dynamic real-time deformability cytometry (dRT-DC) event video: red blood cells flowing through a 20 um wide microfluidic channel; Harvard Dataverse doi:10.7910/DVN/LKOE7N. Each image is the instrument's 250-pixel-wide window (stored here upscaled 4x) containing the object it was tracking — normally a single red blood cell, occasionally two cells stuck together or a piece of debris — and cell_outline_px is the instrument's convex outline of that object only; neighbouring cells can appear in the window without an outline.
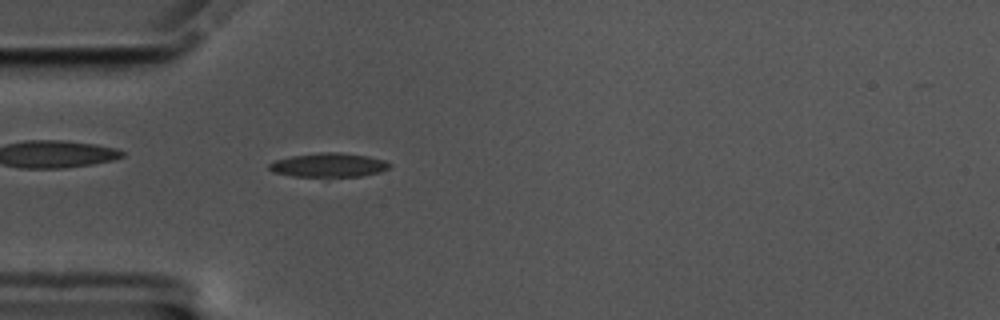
{"species": "common noctule bat (a hibernating species)", "species_latin": "Nyctalus noctula", "temperature_condition": "cold", "stored_images_in_passage": 56, "camera_frame_rate_fps": 3000, "um_per_image_px": 0.085, "animal": {"sex": "male", "body_mass_g": 17.5, "forearm_length_mm": 52.3}, "frame": {"image": 1, "passage_image": 16, "time_ms": 5.0, "image_size_px": [1000, 320], "cell_outline_px": [[392, 164], [388, 168], [380, 172], [360, 176], [292, 176], [272, 172], [268, 168], [268, 164], [276, 160], [292, 156], [320, 152], [340, 152], [368, 156], [384, 160]], "centroid_in_image_um": [27.93, 14.02], "position_along_channel_um": 57.1, "area_um2": 16.76}}
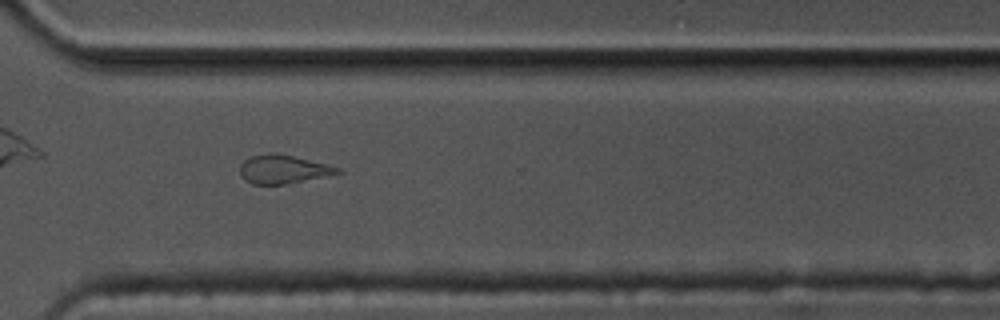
{"frame": {"image": 2, "passage_image": 41, "time_ms": 13.333, "image_size_px": [1000, 320], "cell_outline_px": [[344, 172], [284, 184], [252, 184], [244, 180], [240, 176], [240, 164], [244, 160], [252, 156], [268, 152], [276, 152], [340, 168]], "centroid_in_image_um": [23.99, 14.38], "position_along_channel_um": 346.6, "area_um2": 16.07}}
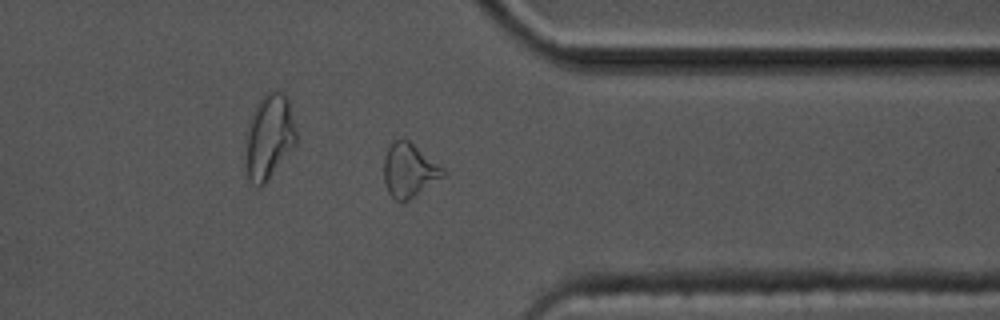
{"frame": {"image": 3, "passage_image": 44, "time_ms": 14.333, "image_size_px": [1000, 320], "cell_outline_px": [[448, 172], [444, 176], [416, 196], [408, 200], [396, 200], [388, 192], [384, 180], [384, 156], [388, 144], [392, 140], [404, 136], [444, 168]], "centroid_in_image_um": [34.77, 14.42], "position_along_channel_um": 376.6, "area_um2": 18.9}, "authors_computed_cell_mechanics": {"area_um2": 16.6175, "velocity_mm_per_s": 3.5265, "shape_relaxation_time_tau1_ms": null, "shape_relaxation_time_tau2_ms": 3.8423, "deformation_change_tau1": null, "deformation_change_tau2": 0.1165}}